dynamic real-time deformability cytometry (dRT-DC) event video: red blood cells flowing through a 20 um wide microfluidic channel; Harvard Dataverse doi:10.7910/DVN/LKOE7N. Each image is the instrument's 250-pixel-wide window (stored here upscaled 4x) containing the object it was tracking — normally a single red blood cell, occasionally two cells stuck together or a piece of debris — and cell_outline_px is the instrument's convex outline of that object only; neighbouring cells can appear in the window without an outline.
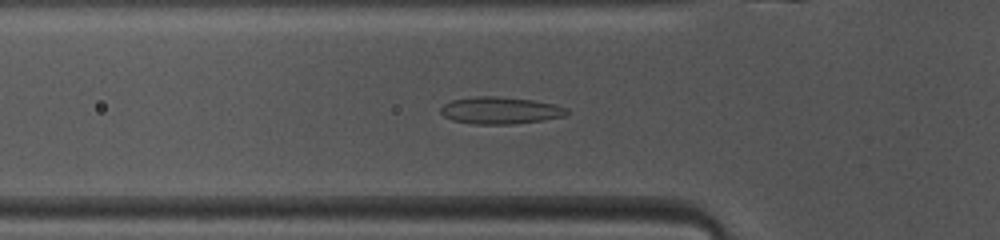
{"species": "common noctule bat (a hibernating species)", "species_latin": "Nyctalus noctula", "temperature_condition": "warm", "stored_images_in_passage": 41, "camera_frame_rate_fps": 3000, "um_per_image_px": 0.085, "animal": {"sex": "female", "body_mass_g": 10.0, "forearm_length_mm": 53.1}, "frame": {"image": 1, "passage_image": 8, "time_ms": 2.333, "image_size_px": [1000, 240], "cell_outline_px": [[568, 112], [564, 116], [544, 120], [508, 124], [476, 124], [452, 120], [444, 116], [440, 112], [440, 108], [444, 104], [452, 100], [476, 96], [496, 96], [532, 100], [556, 104], [568, 108]], "centroid_in_image_um": [42.53, 9.38], "position_along_channel_um": 83.3, "area_um2": 19.83}}
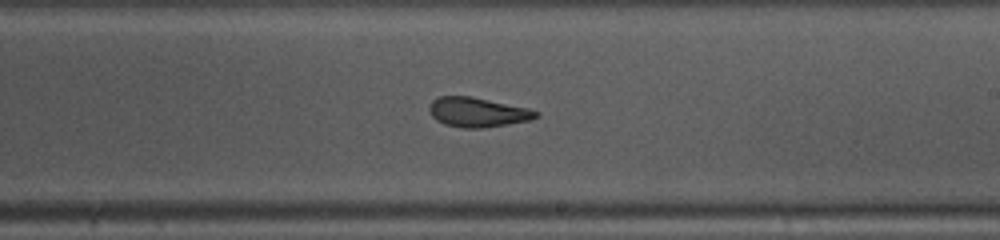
{"frame": {"image": 2, "passage_image": 20, "time_ms": 6.333, "image_size_px": [1000, 240], "cell_outline_px": [[540, 116], [532, 120], [508, 124], [480, 128], [464, 128], [444, 124], [436, 120], [432, 116], [428, 108], [432, 100], [440, 96], [472, 96], [528, 108], [540, 112]], "centroid_in_image_um": [40.61, 9.53], "position_along_channel_um": 248.4, "area_um2": 18.5}}
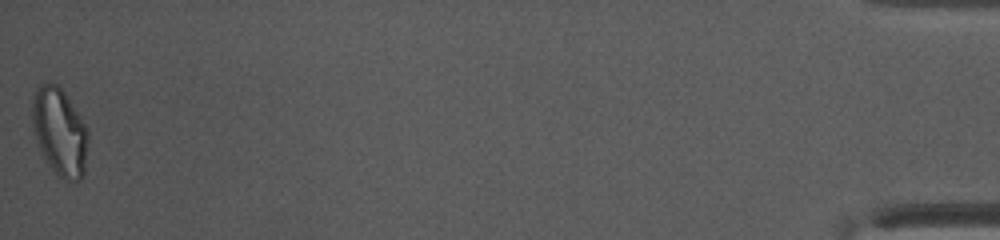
{"frame": {"image": 3, "passage_image": 41, "time_ms": 13.333, "image_size_px": [1000, 240], "cell_outline_px": [[88, 140], [84, 176], [80, 180], [64, 180], [52, 168], [44, 156], [40, 148], [32, 124], [32, 100], [36, 88], [40, 84], [48, 80], [56, 84], [64, 92], [88, 128]], "centroid_in_image_um": [5.08, 11.17], "position_along_channel_um": 430.1, "area_um2": 28.38}, "authors_computed_cell_mechanics": {"area_um2": 19.5942, "velocity_mm_per_s": 4.1056, "shape_relaxation_time_tau1_ms": 7.8003, "shape_relaxation_time_tau2_ms": 1.5272, "deformation_change_tau1": 0.1673, "deformation_change_tau2": 0.0815}}